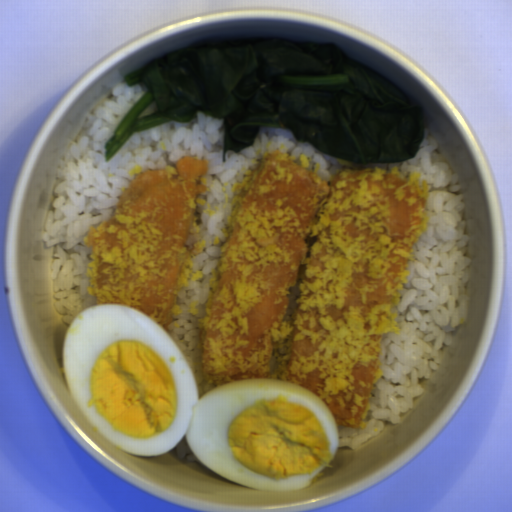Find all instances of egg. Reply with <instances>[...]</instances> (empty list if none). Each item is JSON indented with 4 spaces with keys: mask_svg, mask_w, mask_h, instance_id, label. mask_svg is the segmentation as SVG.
Listing matches in <instances>:
<instances>
[{
    "mask_svg": "<svg viewBox=\"0 0 512 512\" xmlns=\"http://www.w3.org/2000/svg\"><path fill=\"white\" fill-rule=\"evenodd\" d=\"M65 381L89 425L116 449L159 456L186 437L196 459L250 488L309 487L339 448L327 406L303 386L250 378L205 392L172 336L116 303L83 309L63 338Z\"/></svg>",
    "mask_w": 512,
    "mask_h": 512,
    "instance_id": "1",
    "label": "egg"
}]
</instances>
